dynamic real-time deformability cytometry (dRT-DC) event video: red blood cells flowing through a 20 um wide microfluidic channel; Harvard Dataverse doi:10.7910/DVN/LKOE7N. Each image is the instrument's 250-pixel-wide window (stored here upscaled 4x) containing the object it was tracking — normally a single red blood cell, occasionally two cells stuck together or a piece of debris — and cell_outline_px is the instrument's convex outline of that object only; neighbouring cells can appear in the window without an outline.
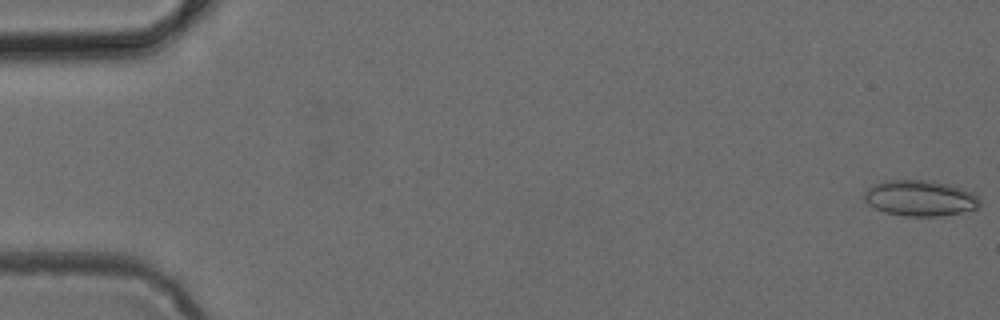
{"species": "common noctule bat (a hibernating species)", "species_latin": "Nyctalus noctula", "temperature_condition": "cold", "stored_images_in_passage": 49, "camera_frame_rate_fps": 3000, "um_per_image_px": 0.085, "animal": {"sex": "female", "body_mass_g": 24.6, "forearm_length_mm": 56.2}, "frame": {"image": 1, "passage_image": 1, "time_ms": 0.0, "image_size_px": [1000, 320], "cell_outline_px": [[980, 208], [960, 212], [936, 216], [904, 216], [884, 212], [868, 204], [864, 200], [864, 192], [872, 184], [884, 180], [936, 180], [952, 184], [972, 192], [980, 196]], "centroid_in_image_um": [78.22, 16.82], "position_along_channel_um": 6.8, "area_um2": 24.51}}
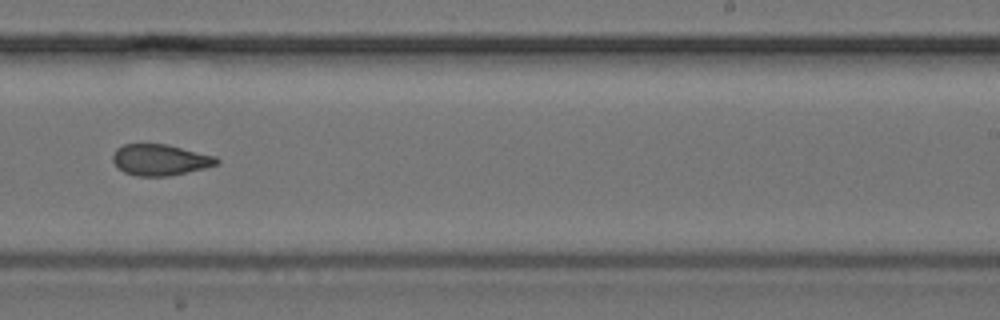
{"frame": {"image": 2, "passage_image": 31, "time_ms": 10.0, "image_size_px": [1000, 320], "cell_outline_px": [[220, 164], [204, 168], [168, 176], [136, 176], [124, 172], [112, 160], [112, 156], [116, 148], [124, 144], [168, 144], [216, 156], [220, 160]], "centroid_in_image_um": [13.63, 13.58], "position_along_channel_um": 275.4, "area_um2": 18.9}}
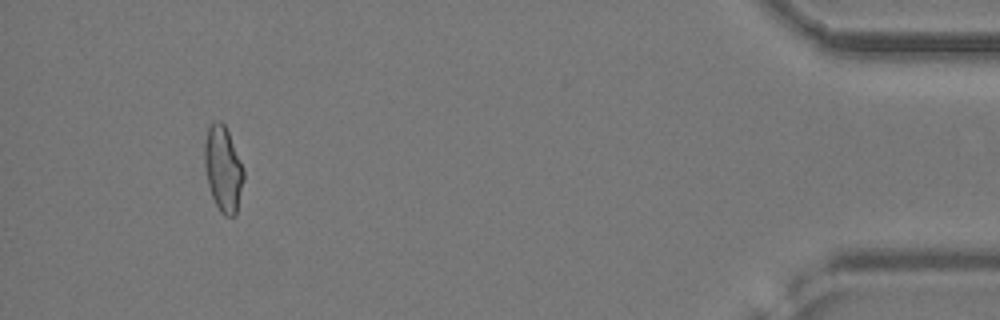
{"frame": {"image": 3, "passage_image": 46, "time_ms": 15.0, "image_size_px": [1000, 320], "cell_outline_px": [[244, 180], [236, 216], [224, 216], [220, 212], [212, 196], [208, 184], [204, 164], [204, 144], [208, 128], [212, 120], [220, 120], [224, 124], [228, 132], [244, 168]], "centroid_in_image_um": [18.97, 14.36], "position_along_channel_um": 416.2, "area_um2": 19.65}}